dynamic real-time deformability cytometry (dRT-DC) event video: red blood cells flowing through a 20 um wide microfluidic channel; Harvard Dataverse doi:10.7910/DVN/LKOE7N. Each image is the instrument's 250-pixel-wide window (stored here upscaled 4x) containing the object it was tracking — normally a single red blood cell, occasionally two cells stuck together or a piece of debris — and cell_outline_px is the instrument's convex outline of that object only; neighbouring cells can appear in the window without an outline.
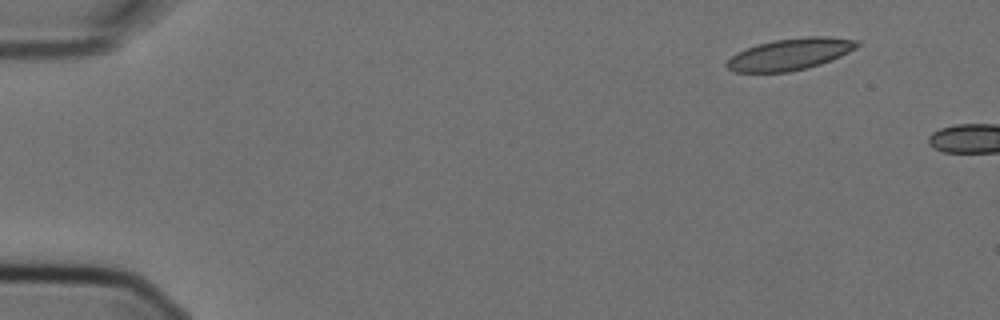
{"species": "Egyptian fruit bat (a non-hibernating species)", "species_latin": "Rousettus aegyptiacus", "temperature_condition": "cold", "stored_images_in_passage": 2, "camera_frame_rate_fps": 3000, "um_per_image_px": 0.085, "animal": {"sex": "female"}, "frame": {"image": 1, "passage_image": 1, "time_ms": 0.0, "image_size_px": [1000, 320], "cell_outline_px": [[860, 44], [856, 48], [840, 56], [820, 64], [808, 68], [788, 72], [736, 72], [728, 68], [724, 64], [736, 52], [772, 40], [808, 36], [828, 36], [860, 40]], "centroid_in_image_um": [67.18, 4.6], "position_along_channel_um": 17.8, "area_um2": 23.99}}